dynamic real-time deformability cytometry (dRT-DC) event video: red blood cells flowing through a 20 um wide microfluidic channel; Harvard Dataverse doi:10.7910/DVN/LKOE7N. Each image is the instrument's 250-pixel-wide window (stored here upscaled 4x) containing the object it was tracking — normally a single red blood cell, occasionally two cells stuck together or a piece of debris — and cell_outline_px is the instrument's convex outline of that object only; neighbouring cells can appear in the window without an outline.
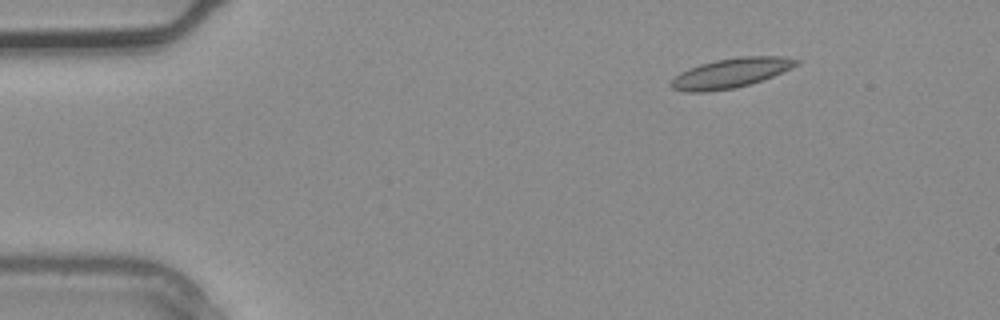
{"species": "common noctule bat (a hibernating species)", "species_latin": "Nyctalus noctula", "temperature_condition": "warm", "stored_images_in_passage": 3, "camera_frame_rate_fps": 3000, "um_per_image_px": 0.085, "animal": {"sex": "male", "body_mass_g": 20.4}, "frame": {"image": 1, "passage_image": 2, "time_ms": 0.333, "image_size_px": [1000, 320], "cell_outline_px": [[800, 64], [792, 68], [764, 80], [736, 88], [704, 92], [688, 92], [672, 88], [668, 84], [680, 72], [700, 64], [716, 60], [740, 56], [784, 56], [800, 60]], "centroid_in_image_um": [62.16, 6.2], "position_along_channel_um": 22.8, "area_um2": 21.79}}